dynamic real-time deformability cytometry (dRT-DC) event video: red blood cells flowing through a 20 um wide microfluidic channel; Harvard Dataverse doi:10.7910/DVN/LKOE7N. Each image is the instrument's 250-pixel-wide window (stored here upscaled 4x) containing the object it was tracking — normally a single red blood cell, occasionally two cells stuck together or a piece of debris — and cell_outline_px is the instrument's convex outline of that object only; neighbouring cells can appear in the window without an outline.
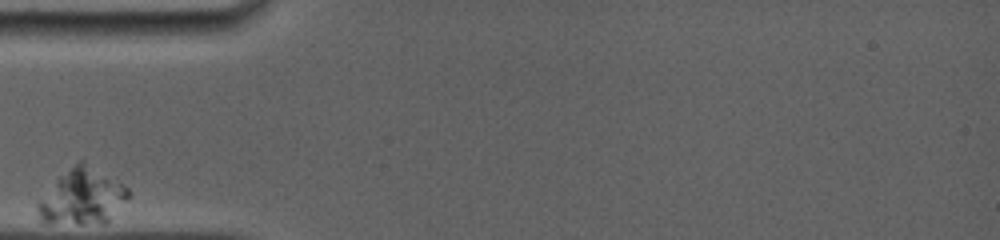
{"species": "common noctule bat (a hibernating species)", "species_latin": "Nyctalus noctula", "temperature_condition": "room temperature", "stored_images_in_passage": 2, "camera_frame_rate_fps": 5000, "um_per_image_px": 0.085, "animal": {"sex": "female", "body_mass_g": 19.0, "forearm_length_mm": 56.7}, "frame": {"image": 1, "passage_image": 1, "time_ms": 0.0, "image_size_px": [1000, 240], "cell_outline_px": [[128, 196], [108, 220], [104, 224], [80, 224], [40, 220], [36, 208], [36, 204], [56, 180], [60, 176], [80, 160], [84, 160], [124, 184], [128, 188]], "centroid_in_image_um": [7.0, 16.71], "position_along_channel_um": 78.0, "area_um2": 28.78}}